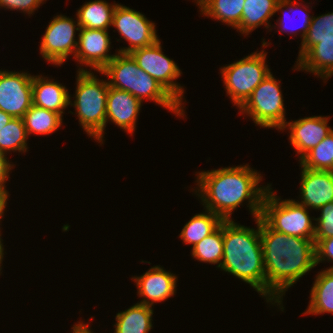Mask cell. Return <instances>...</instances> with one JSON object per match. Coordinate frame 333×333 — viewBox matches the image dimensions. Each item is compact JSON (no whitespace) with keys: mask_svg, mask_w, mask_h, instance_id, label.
I'll return each instance as SVG.
<instances>
[{"mask_svg":"<svg viewBox=\"0 0 333 333\" xmlns=\"http://www.w3.org/2000/svg\"><path fill=\"white\" fill-rule=\"evenodd\" d=\"M260 238L266 274V300L280 306L286 289L316 266L314 239L277 232L261 218Z\"/></svg>","mask_w":333,"mask_h":333,"instance_id":"6da1fadb","label":"cell"},{"mask_svg":"<svg viewBox=\"0 0 333 333\" xmlns=\"http://www.w3.org/2000/svg\"><path fill=\"white\" fill-rule=\"evenodd\" d=\"M198 197L205 209L212 211L223 220H232L231 214L244 200L254 219L261 216L262 202L271 185L258 187L262 178L259 172L247 164L202 171L197 175Z\"/></svg>","mask_w":333,"mask_h":333,"instance_id":"7a4b0ae2","label":"cell"},{"mask_svg":"<svg viewBox=\"0 0 333 333\" xmlns=\"http://www.w3.org/2000/svg\"><path fill=\"white\" fill-rule=\"evenodd\" d=\"M257 230L223 221V259L220 268L250 284L259 295L266 297V274L260 238V217Z\"/></svg>","mask_w":333,"mask_h":333,"instance_id":"3957f363","label":"cell"},{"mask_svg":"<svg viewBox=\"0 0 333 333\" xmlns=\"http://www.w3.org/2000/svg\"><path fill=\"white\" fill-rule=\"evenodd\" d=\"M99 73L110 78V87L127 91L141 102L144 98L153 100L175 115L184 116L182 105L154 78L138 67L130 54H115Z\"/></svg>","mask_w":333,"mask_h":333,"instance_id":"277c9868","label":"cell"},{"mask_svg":"<svg viewBox=\"0 0 333 333\" xmlns=\"http://www.w3.org/2000/svg\"><path fill=\"white\" fill-rule=\"evenodd\" d=\"M75 100L73 105L78 114L79 124L84 131L99 142H103L106 127V104L108 82L99 80L93 72L79 68L77 72Z\"/></svg>","mask_w":333,"mask_h":333,"instance_id":"5b68a950","label":"cell"},{"mask_svg":"<svg viewBox=\"0 0 333 333\" xmlns=\"http://www.w3.org/2000/svg\"><path fill=\"white\" fill-rule=\"evenodd\" d=\"M269 188L262 202L260 218L273 230L302 238L314 239L315 225L308 208L295 200L281 199Z\"/></svg>","mask_w":333,"mask_h":333,"instance_id":"8992f818","label":"cell"},{"mask_svg":"<svg viewBox=\"0 0 333 333\" xmlns=\"http://www.w3.org/2000/svg\"><path fill=\"white\" fill-rule=\"evenodd\" d=\"M264 50L221 68L227 95L240 108L254 89L271 73Z\"/></svg>","mask_w":333,"mask_h":333,"instance_id":"52a82bcc","label":"cell"},{"mask_svg":"<svg viewBox=\"0 0 333 333\" xmlns=\"http://www.w3.org/2000/svg\"><path fill=\"white\" fill-rule=\"evenodd\" d=\"M280 83L270 73L239 108L242 114L251 116L253 122L265 128L283 130L286 124Z\"/></svg>","mask_w":333,"mask_h":333,"instance_id":"ba28073f","label":"cell"},{"mask_svg":"<svg viewBox=\"0 0 333 333\" xmlns=\"http://www.w3.org/2000/svg\"><path fill=\"white\" fill-rule=\"evenodd\" d=\"M129 54L136 61L138 67L154 78L181 105L183 104L181 102L183 101V87L173 82L181 76V70L173 60L163 54L160 40Z\"/></svg>","mask_w":333,"mask_h":333,"instance_id":"9c48e42d","label":"cell"},{"mask_svg":"<svg viewBox=\"0 0 333 333\" xmlns=\"http://www.w3.org/2000/svg\"><path fill=\"white\" fill-rule=\"evenodd\" d=\"M79 29L78 20L76 22L64 15L55 16L47 26L41 40L42 57L49 63L60 66L70 54L75 55L78 43L74 39L75 30L79 31Z\"/></svg>","mask_w":333,"mask_h":333,"instance_id":"30bf717a","label":"cell"},{"mask_svg":"<svg viewBox=\"0 0 333 333\" xmlns=\"http://www.w3.org/2000/svg\"><path fill=\"white\" fill-rule=\"evenodd\" d=\"M112 26L122 35L120 37L130 44L128 47L118 49V53L129 54L159 40L153 22L140 12L120 4L115 8Z\"/></svg>","mask_w":333,"mask_h":333,"instance_id":"8fae6325","label":"cell"},{"mask_svg":"<svg viewBox=\"0 0 333 333\" xmlns=\"http://www.w3.org/2000/svg\"><path fill=\"white\" fill-rule=\"evenodd\" d=\"M33 76L0 70V109L13 118H23L33 105Z\"/></svg>","mask_w":333,"mask_h":333,"instance_id":"7c38bea8","label":"cell"},{"mask_svg":"<svg viewBox=\"0 0 333 333\" xmlns=\"http://www.w3.org/2000/svg\"><path fill=\"white\" fill-rule=\"evenodd\" d=\"M79 32L75 60L82 66L101 71L115 57L108 54L111 42L107 30L81 27Z\"/></svg>","mask_w":333,"mask_h":333,"instance_id":"4fadbf2b","label":"cell"},{"mask_svg":"<svg viewBox=\"0 0 333 333\" xmlns=\"http://www.w3.org/2000/svg\"><path fill=\"white\" fill-rule=\"evenodd\" d=\"M329 116H312L286 122L283 129H290L289 140L300 154V159L311 149L316 147L325 137L332 133L328 126Z\"/></svg>","mask_w":333,"mask_h":333,"instance_id":"5bb4252c","label":"cell"},{"mask_svg":"<svg viewBox=\"0 0 333 333\" xmlns=\"http://www.w3.org/2000/svg\"><path fill=\"white\" fill-rule=\"evenodd\" d=\"M132 279L136 282L139 297H143L139 303L147 306L152 307L154 302L164 301L176 292V275L160 266H154Z\"/></svg>","mask_w":333,"mask_h":333,"instance_id":"9a60e30c","label":"cell"},{"mask_svg":"<svg viewBox=\"0 0 333 333\" xmlns=\"http://www.w3.org/2000/svg\"><path fill=\"white\" fill-rule=\"evenodd\" d=\"M301 202L306 208L319 210L333 202V172L301 167Z\"/></svg>","mask_w":333,"mask_h":333,"instance_id":"2e32d148","label":"cell"},{"mask_svg":"<svg viewBox=\"0 0 333 333\" xmlns=\"http://www.w3.org/2000/svg\"><path fill=\"white\" fill-rule=\"evenodd\" d=\"M141 101L127 91L109 86L106 104V124L112 121L124 131H135Z\"/></svg>","mask_w":333,"mask_h":333,"instance_id":"e0dca14e","label":"cell"},{"mask_svg":"<svg viewBox=\"0 0 333 333\" xmlns=\"http://www.w3.org/2000/svg\"><path fill=\"white\" fill-rule=\"evenodd\" d=\"M32 95L34 106L53 111L61 116L64 113L63 109L69 106L71 97L65 86L41 75L32 78Z\"/></svg>","mask_w":333,"mask_h":333,"instance_id":"ac0fdd59","label":"cell"},{"mask_svg":"<svg viewBox=\"0 0 333 333\" xmlns=\"http://www.w3.org/2000/svg\"><path fill=\"white\" fill-rule=\"evenodd\" d=\"M295 69L305 70L326 80L333 75V36L316 39L314 45L298 62Z\"/></svg>","mask_w":333,"mask_h":333,"instance_id":"d6986e66","label":"cell"},{"mask_svg":"<svg viewBox=\"0 0 333 333\" xmlns=\"http://www.w3.org/2000/svg\"><path fill=\"white\" fill-rule=\"evenodd\" d=\"M279 0H245L241 23L236 27L242 34L248 35L255 28L265 25L268 29L269 18L276 13Z\"/></svg>","mask_w":333,"mask_h":333,"instance_id":"ffe728a7","label":"cell"},{"mask_svg":"<svg viewBox=\"0 0 333 333\" xmlns=\"http://www.w3.org/2000/svg\"><path fill=\"white\" fill-rule=\"evenodd\" d=\"M152 315L151 306L136 303L117 313L114 333H149L152 329Z\"/></svg>","mask_w":333,"mask_h":333,"instance_id":"44dd1931","label":"cell"},{"mask_svg":"<svg viewBox=\"0 0 333 333\" xmlns=\"http://www.w3.org/2000/svg\"><path fill=\"white\" fill-rule=\"evenodd\" d=\"M309 306L303 314H333V271L323 270L316 276Z\"/></svg>","mask_w":333,"mask_h":333,"instance_id":"7402d4cb","label":"cell"},{"mask_svg":"<svg viewBox=\"0 0 333 333\" xmlns=\"http://www.w3.org/2000/svg\"><path fill=\"white\" fill-rule=\"evenodd\" d=\"M117 4H108L105 0L90 1L77 11L78 24L87 29L108 30L112 25Z\"/></svg>","mask_w":333,"mask_h":333,"instance_id":"603a6c76","label":"cell"},{"mask_svg":"<svg viewBox=\"0 0 333 333\" xmlns=\"http://www.w3.org/2000/svg\"><path fill=\"white\" fill-rule=\"evenodd\" d=\"M205 212L207 213L194 215L190 221L184 225L179 235L184 243L192 244V248L214 232L224 221L212 211L206 210Z\"/></svg>","mask_w":333,"mask_h":333,"instance_id":"cb8c5ba5","label":"cell"},{"mask_svg":"<svg viewBox=\"0 0 333 333\" xmlns=\"http://www.w3.org/2000/svg\"><path fill=\"white\" fill-rule=\"evenodd\" d=\"M62 118L60 114L32 105L24 114L23 121L28 136L33 133L48 135L61 127Z\"/></svg>","mask_w":333,"mask_h":333,"instance_id":"d4e9b609","label":"cell"},{"mask_svg":"<svg viewBox=\"0 0 333 333\" xmlns=\"http://www.w3.org/2000/svg\"><path fill=\"white\" fill-rule=\"evenodd\" d=\"M223 222L210 235L192 248V257L205 263L217 264L220 268L223 259Z\"/></svg>","mask_w":333,"mask_h":333,"instance_id":"484cf974","label":"cell"},{"mask_svg":"<svg viewBox=\"0 0 333 333\" xmlns=\"http://www.w3.org/2000/svg\"><path fill=\"white\" fill-rule=\"evenodd\" d=\"M244 3L245 0H210L201 13L236 28L241 23Z\"/></svg>","mask_w":333,"mask_h":333,"instance_id":"4316f807","label":"cell"},{"mask_svg":"<svg viewBox=\"0 0 333 333\" xmlns=\"http://www.w3.org/2000/svg\"><path fill=\"white\" fill-rule=\"evenodd\" d=\"M299 161L307 169L333 172V131Z\"/></svg>","mask_w":333,"mask_h":333,"instance_id":"83f0119b","label":"cell"},{"mask_svg":"<svg viewBox=\"0 0 333 333\" xmlns=\"http://www.w3.org/2000/svg\"><path fill=\"white\" fill-rule=\"evenodd\" d=\"M28 134L25 129L23 118H12V120L0 130V153L7 154L8 151H27Z\"/></svg>","mask_w":333,"mask_h":333,"instance_id":"f1b7e54d","label":"cell"},{"mask_svg":"<svg viewBox=\"0 0 333 333\" xmlns=\"http://www.w3.org/2000/svg\"><path fill=\"white\" fill-rule=\"evenodd\" d=\"M333 36V12L312 16L307 34L301 42L297 62L314 46L316 39H324Z\"/></svg>","mask_w":333,"mask_h":333,"instance_id":"f546056e","label":"cell"},{"mask_svg":"<svg viewBox=\"0 0 333 333\" xmlns=\"http://www.w3.org/2000/svg\"><path fill=\"white\" fill-rule=\"evenodd\" d=\"M319 210L321 216L315 218V221H317L314 234L315 244L320 239L333 237V202L325 204Z\"/></svg>","mask_w":333,"mask_h":333,"instance_id":"4dcf8cb0","label":"cell"},{"mask_svg":"<svg viewBox=\"0 0 333 333\" xmlns=\"http://www.w3.org/2000/svg\"><path fill=\"white\" fill-rule=\"evenodd\" d=\"M293 5V6H292ZM298 6L299 7V3L297 2L296 3V1L295 0H279L278 2H277V5H276V12H278L279 10L281 11L282 10V8H287L288 6V8L287 9H289V10H287V11H290V12H293V11H297L298 10V7H297V9H296V6ZM295 6V7H294ZM292 7V8H291ZM295 9V10H294ZM302 9H300V11H301ZM305 13V14H304ZM285 14H287V13H285ZM283 14H282V19H280L279 18V20H278V22L279 23H277V24H279L280 25V27H281V30L282 31H286L288 28L286 27V25H284V23H283ZM286 16V15H285ZM302 25H301V30H302V33H301V38H302V41H303V39H304V37L306 36V34H307V31H308V28H309V26H310V23H311V20H312V17L311 16H309V14H307L306 12H303V16H302ZM283 27V28H282ZM299 28V29H300ZM284 29V30H283ZM298 29V28H297ZM290 30H291V33H294V30L293 29H289V31L288 32H290Z\"/></svg>","mask_w":333,"mask_h":333,"instance_id":"1f68e13d","label":"cell"},{"mask_svg":"<svg viewBox=\"0 0 333 333\" xmlns=\"http://www.w3.org/2000/svg\"><path fill=\"white\" fill-rule=\"evenodd\" d=\"M46 1V0H45ZM44 0H0V7L32 14Z\"/></svg>","mask_w":333,"mask_h":333,"instance_id":"d6a6232c","label":"cell"},{"mask_svg":"<svg viewBox=\"0 0 333 333\" xmlns=\"http://www.w3.org/2000/svg\"><path fill=\"white\" fill-rule=\"evenodd\" d=\"M315 253H316V265L318 263L328 260L333 261V237L320 239L315 244ZM326 270L333 271V266Z\"/></svg>","mask_w":333,"mask_h":333,"instance_id":"836d02e7","label":"cell"},{"mask_svg":"<svg viewBox=\"0 0 333 333\" xmlns=\"http://www.w3.org/2000/svg\"><path fill=\"white\" fill-rule=\"evenodd\" d=\"M5 154L0 153V187L4 189L7 193L8 191L5 189V182L9 177V171L12 170L13 167L9 160H7Z\"/></svg>","mask_w":333,"mask_h":333,"instance_id":"e575fe53","label":"cell"},{"mask_svg":"<svg viewBox=\"0 0 333 333\" xmlns=\"http://www.w3.org/2000/svg\"><path fill=\"white\" fill-rule=\"evenodd\" d=\"M8 193L0 187V219H2L4 210L6 208Z\"/></svg>","mask_w":333,"mask_h":333,"instance_id":"d590c367","label":"cell"},{"mask_svg":"<svg viewBox=\"0 0 333 333\" xmlns=\"http://www.w3.org/2000/svg\"><path fill=\"white\" fill-rule=\"evenodd\" d=\"M72 329V333H93L91 332V329H89V326L87 324H84L82 321L75 324Z\"/></svg>","mask_w":333,"mask_h":333,"instance_id":"8d00e7d4","label":"cell"},{"mask_svg":"<svg viewBox=\"0 0 333 333\" xmlns=\"http://www.w3.org/2000/svg\"><path fill=\"white\" fill-rule=\"evenodd\" d=\"M12 118L13 117L11 115L0 109V130L5 127L12 120Z\"/></svg>","mask_w":333,"mask_h":333,"instance_id":"74e56055","label":"cell"},{"mask_svg":"<svg viewBox=\"0 0 333 333\" xmlns=\"http://www.w3.org/2000/svg\"><path fill=\"white\" fill-rule=\"evenodd\" d=\"M0 236H1V231H0ZM2 239H1V237H0V271H1V263H2V259H3V255H4V248H3V243H2Z\"/></svg>","mask_w":333,"mask_h":333,"instance_id":"f35d334b","label":"cell"},{"mask_svg":"<svg viewBox=\"0 0 333 333\" xmlns=\"http://www.w3.org/2000/svg\"><path fill=\"white\" fill-rule=\"evenodd\" d=\"M196 1L197 5H199L200 10L202 11L210 0H196Z\"/></svg>","mask_w":333,"mask_h":333,"instance_id":"ab89813d","label":"cell"}]
</instances>
